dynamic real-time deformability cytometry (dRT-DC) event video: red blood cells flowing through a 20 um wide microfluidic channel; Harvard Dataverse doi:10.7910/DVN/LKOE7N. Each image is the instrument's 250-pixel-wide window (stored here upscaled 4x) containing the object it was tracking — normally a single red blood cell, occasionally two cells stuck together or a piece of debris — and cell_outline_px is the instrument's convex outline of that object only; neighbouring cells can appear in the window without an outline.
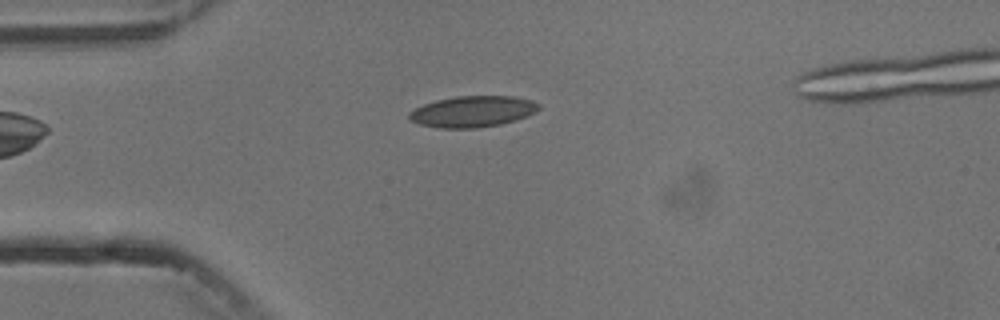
{"species": "common noctule bat (a hibernating species)", "species_latin": "Nyctalus noctula", "temperature_condition": "cold", "stored_images_in_passage": 2, "camera_frame_rate_fps": 3000, "um_per_image_px": 0.085, "animal": {"sex": "male", "body_mass_g": 13.3}, "frame": {"image": 1, "passage_image": 2, "time_ms": 1.333, "image_size_px": [1000, 320], "cell_outline_px": [[540, 108], [536, 112], [528, 116], [516, 120], [500, 124], [476, 128], [440, 128], [420, 124], [408, 120], [408, 112], [424, 104], [436, 100], [456, 96], [516, 96], [532, 100], [540, 104]], "centroid_in_image_um": [40.19, 9.47], "position_along_channel_um": 44.8, "area_um2": 23.7}}